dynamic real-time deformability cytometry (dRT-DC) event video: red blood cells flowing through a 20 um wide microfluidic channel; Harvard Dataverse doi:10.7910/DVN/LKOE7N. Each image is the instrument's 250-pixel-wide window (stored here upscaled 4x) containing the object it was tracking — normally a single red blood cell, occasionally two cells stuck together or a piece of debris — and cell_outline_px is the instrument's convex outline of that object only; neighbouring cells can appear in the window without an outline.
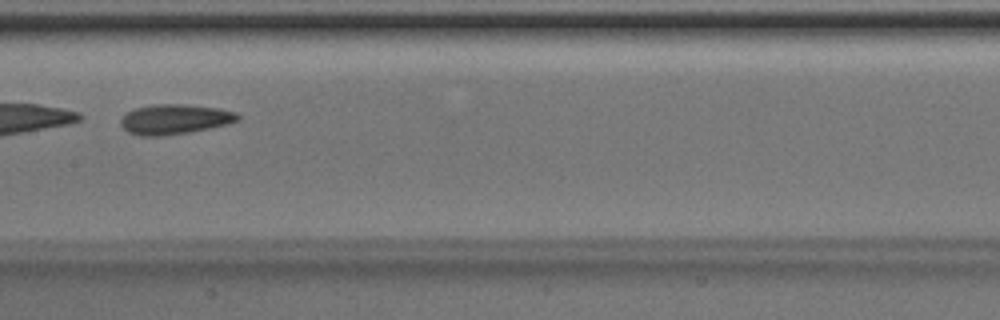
{"species": "Egyptian fruit bat (a non-hibernating species)", "species_latin": "Rousettus aegyptiacus", "temperature_condition": "room temperature", "stored_images_in_passage": 45, "camera_frame_rate_fps": 3000, "um_per_image_px": 0.085, "animal": {"sex": "male"}, "frame": {"image": 1, "passage_image": 22, "time_ms": 7.0, "image_size_px": [1000, 320], "cell_outline_px": [[240, 120], [228, 124], [188, 132], [160, 136], [140, 136], [128, 132], [120, 124], [120, 120], [132, 108], [152, 104], [184, 104], [220, 108], [236, 112], [240, 116]], "centroid_in_image_um": [14.85, 10.12], "position_along_channel_um": 192.6, "area_um2": 20.52}}
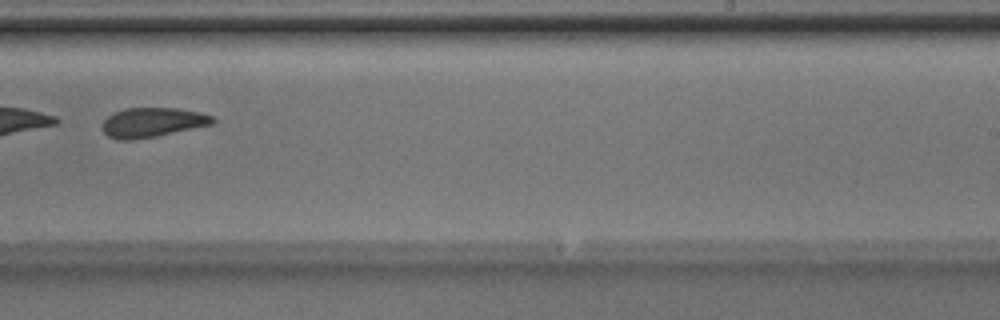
{"frame": {"image": 2, "passage_image": 28, "time_ms": 9.0, "image_size_px": [1000, 320], "cell_outline_px": [[216, 124], [156, 136], [132, 140], [120, 140], [108, 136], [104, 132], [104, 120], [112, 112], [124, 108], [176, 108], [200, 112], [212, 116], [216, 120]], "centroid_in_image_um": [12.99, 10.4], "position_along_channel_um": 276.0, "area_um2": 19.07}}
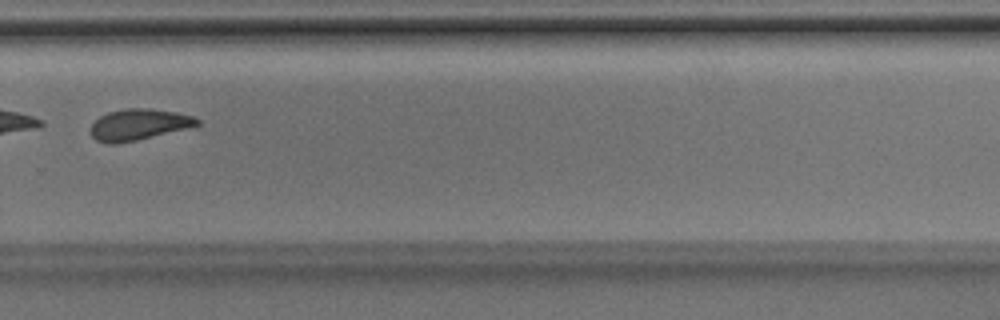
{"frame": {"image": 3, "passage_image": 31, "time_ms": 10.0, "image_size_px": [1000, 320], "cell_outline_px": [[200, 124], [192, 128], [136, 140], [116, 144], [108, 144], [96, 140], [92, 136], [88, 128], [100, 116], [108, 112], [128, 108], [148, 108], [176, 112], [192, 116], [200, 120]], "centroid_in_image_um": [11.8, 10.59], "position_along_channel_um": 318.0, "area_um2": 19.54}}